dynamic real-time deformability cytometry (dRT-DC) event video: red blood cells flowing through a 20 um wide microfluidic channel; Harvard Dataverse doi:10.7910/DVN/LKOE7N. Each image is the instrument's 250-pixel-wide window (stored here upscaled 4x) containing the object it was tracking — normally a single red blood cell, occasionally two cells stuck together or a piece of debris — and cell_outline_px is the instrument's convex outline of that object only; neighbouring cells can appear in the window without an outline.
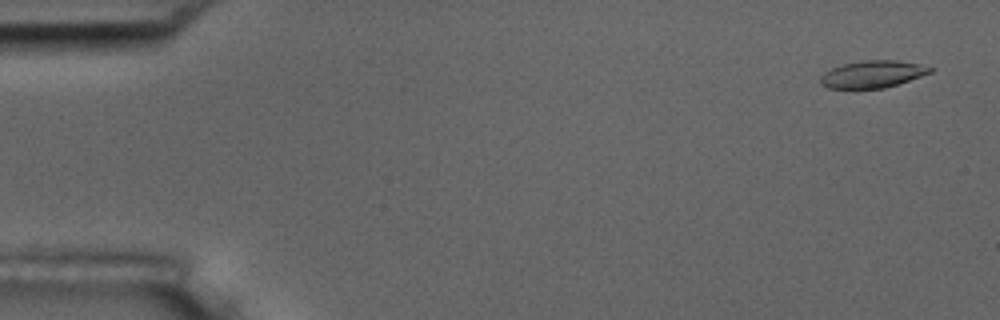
{"species": "common noctule bat (a hibernating species)", "species_latin": "Nyctalus noctula", "temperature_condition": "room temperature", "stored_images_in_passage": 5, "camera_frame_rate_fps": 3000, "um_per_image_px": 0.085, "animal": {"sex": "male", "body_mass_g": 17.5, "forearm_length_mm": 52.3}, "frame": {"image": 1, "passage_image": 1, "time_ms": 0.0, "image_size_px": [1000, 320], "cell_outline_px": [[932, 72], [884, 88], [828, 88], [820, 84], [820, 76], [824, 72], [832, 68], [844, 64], [864, 60], [896, 60], [920, 64], [932, 68]], "centroid_in_image_um": [74.13, 6.3], "position_along_channel_um": 10.9, "area_um2": 17.11}}
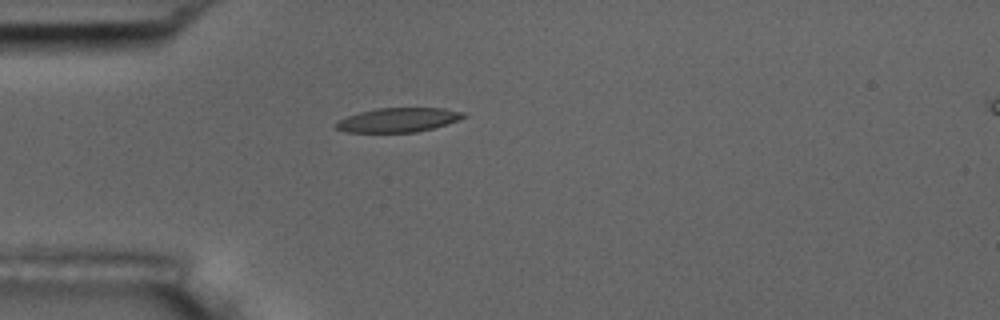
{"frame": {"image": 2, "passage_image": 5, "time_ms": 4.333, "image_size_px": [1000, 320], "cell_outline_px": [[468, 116], [460, 120], [448, 124], [416, 132], [348, 132], [336, 128], [332, 124], [348, 116], [360, 112], [376, 108], [444, 108], [464, 112]], "centroid_in_image_um": [33.89, 10.19], "position_along_channel_um": 51.1, "area_um2": 18.03}}